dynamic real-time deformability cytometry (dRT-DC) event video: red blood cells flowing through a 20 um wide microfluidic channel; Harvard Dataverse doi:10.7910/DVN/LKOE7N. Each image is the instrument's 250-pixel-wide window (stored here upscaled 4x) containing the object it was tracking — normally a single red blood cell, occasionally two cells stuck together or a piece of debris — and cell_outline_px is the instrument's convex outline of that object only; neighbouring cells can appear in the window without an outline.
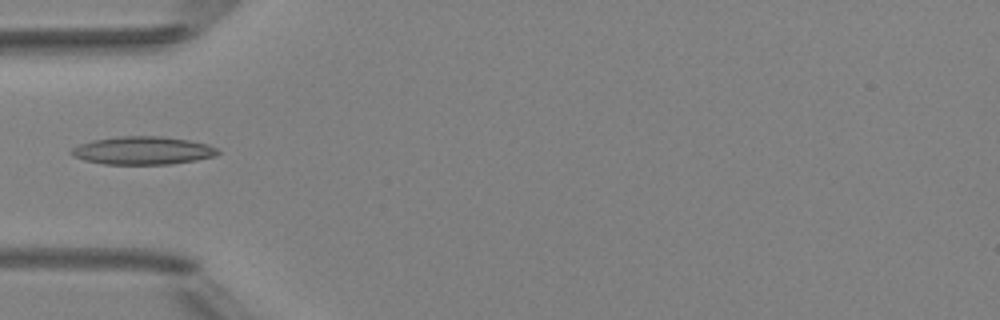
{"species": "Egyptian fruit bat (a non-hibernating species)", "species_latin": "Rousettus aegyptiacus", "temperature_condition": "room temperature", "stored_images_in_passage": 6, "camera_frame_rate_fps": 3000, "um_per_image_px": 0.085, "animal": {"sex": "female"}, "frame": {"image": 1, "passage_image": 5, "time_ms": 4.667, "image_size_px": [1000, 320], "cell_outline_px": [[220, 152], [216, 156], [196, 160], [172, 164], [104, 164], [84, 160], [76, 156], [72, 152], [72, 148], [80, 144], [92, 140], [120, 136], [160, 136], [188, 140], [208, 144], [216, 148]], "centroid_in_image_um": [12.18, 12.79], "position_along_channel_um": 72.8, "area_um2": 23.76}}
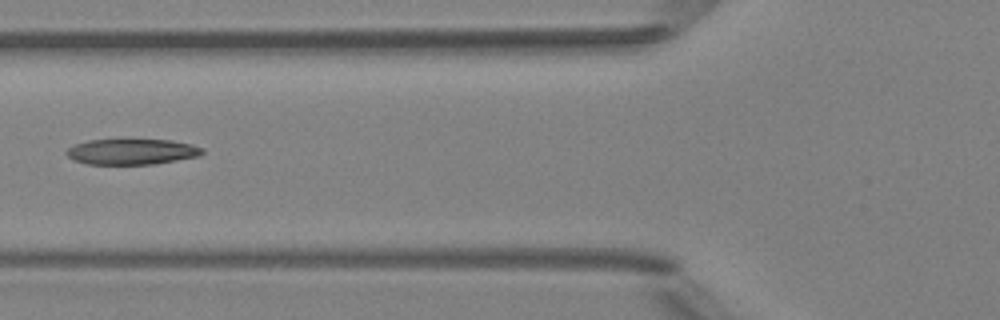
{"frame": {"image": 2, "passage_image": 6, "time_ms": 5.667, "image_size_px": [1000, 320], "cell_outline_px": [[204, 152], [200, 156], [156, 164], [88, 164], [76, 160], [68, 156], [64, 152], [68, 148], [76, 144], [88, 140], [172, 140], [192, 144], [204, 148]], "centroid_in_image_um": [11.26, 12.89], "position_along_channel_um": 114.5, "area_um2": 20.29}}